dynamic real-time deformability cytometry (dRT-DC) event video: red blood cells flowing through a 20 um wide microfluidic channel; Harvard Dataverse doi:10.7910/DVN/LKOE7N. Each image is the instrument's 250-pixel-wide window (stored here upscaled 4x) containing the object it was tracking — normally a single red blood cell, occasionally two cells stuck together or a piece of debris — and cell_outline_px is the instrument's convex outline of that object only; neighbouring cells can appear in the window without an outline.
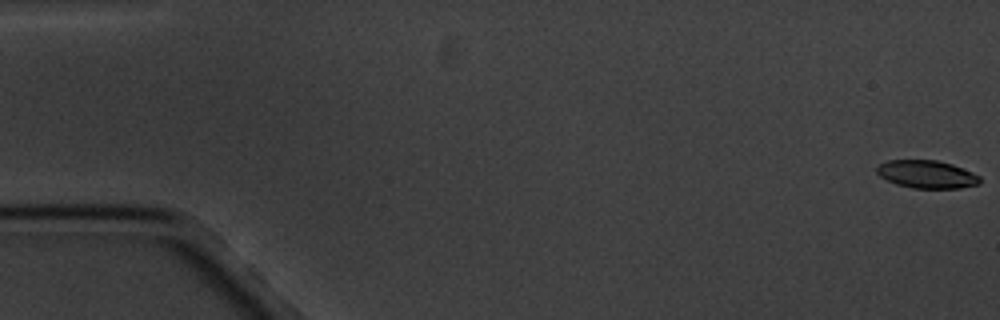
{"species": "common noctule bat (a hibernating species)", "species_latin": "Nyctalus noctula", "temperature_condition": "cold", "stored_images_in_passage": 9, "camera_frame_rate_fps": 3000, "um_per_image_px": 0.085, "animal": {"sex": "male", "body_mass_g": 20.1, "forearm_length_mm": 53.5}, "frame": {"image": 1, "passage_image": 1, "time_ms": 0.0, "image_size_px": [1000, 320], "cell_outline_px": [[980, 184], [960, 188], [912, 188], [896, 184], [880, 176], [876, 172], [876, 168], [880, 164], [888, 160], [936, 160], [952, 164], [972, 172], [980, 176]], "centroid_in_image_um": [78.78, 14.81], "position_along_channel_um": 6.2, "area_um2": 16.7}}
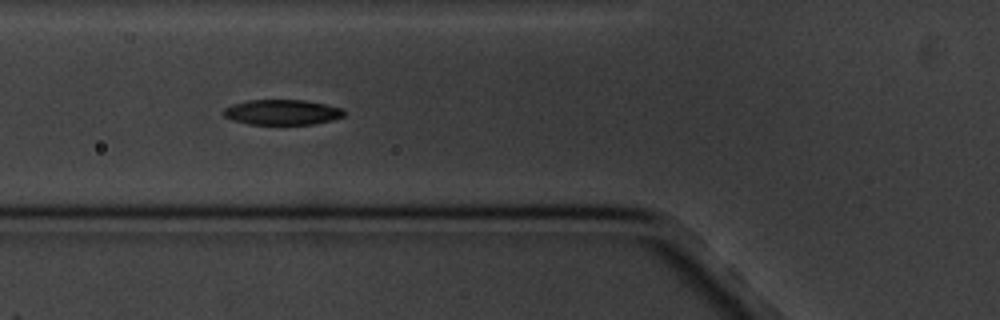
{"frame": {"image": 2, "passage_image": 7, "time_ms": 7.0, "image_size_px": [1000, 320], "cell_outline_px": [[344, 116], [332, 120], [312, 124], [248, 124], [232, 120], [224, 116], [220, 112], [224, 108], [232, 104], [248, 100], [304, 100], [344, 108]], "centroid_in_image_um": [23.95, 9.53], "position_along_channel_um": 101.9, "area_um2": 17.8}}
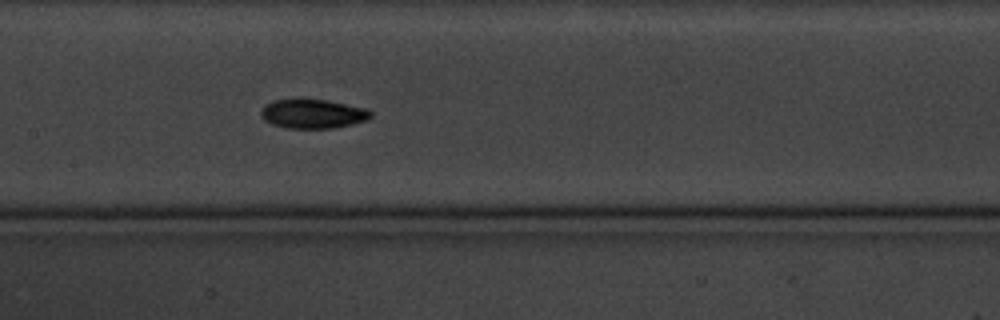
{"frame": {"image": 3, "passage_image": 9, "time_ms": 9.333, "image_size_px": [1000, 320], "cell_outline_px": [[372, 116], [368, 120], [352, 124], [332, 128], [284, 128], [272, 124], [264, 120], [260, 116], [260, 112], [264, 104], [272, 100], [328, 100], [364, 108], [372, 112]], "centroid_in_image_um": [26.56, 9.68], "position_along_channel_um": 180.8, "area_um2": 18.61}}